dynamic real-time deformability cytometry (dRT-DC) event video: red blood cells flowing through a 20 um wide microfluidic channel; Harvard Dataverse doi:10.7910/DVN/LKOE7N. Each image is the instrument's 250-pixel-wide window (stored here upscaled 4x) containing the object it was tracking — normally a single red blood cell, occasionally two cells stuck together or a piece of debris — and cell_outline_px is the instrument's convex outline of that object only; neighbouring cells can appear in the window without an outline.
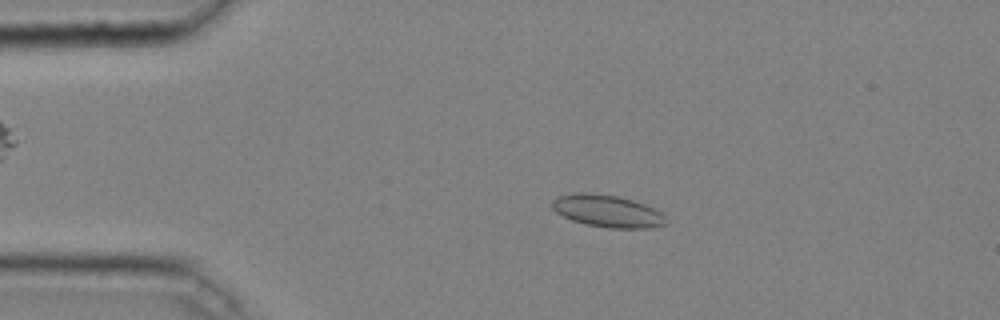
{"species": "common noctule bat (a hibernating species)", "species_latin": "Nyctalus noctula", "temperature_condition": "cold", "stored_images_in_passage": 29, "camera_frame_rate_fps": 3000, "um_per_image_px": 0.085, "animal": {"sex": "male", "body_mass_g": 20.4}, "frame": {"image": 1, "passage_image": 9, "time_ms": 2.667, "image_size_px": [1000, 320], "cell_outline_px": [[668, 224], [648, 228], [608, 228], [588, 224], [572, 220], [556, 212], [552, 208], [552, 200], [560, 196], [576, 192], [584, 192], [616, 196], [632, 200], [644, 204], [660, 212], [668, 220]], "centroid_in_image_um": [51.64, 17.95], "position_along_channel_um": 33.4, "area_um2": 21.15}}
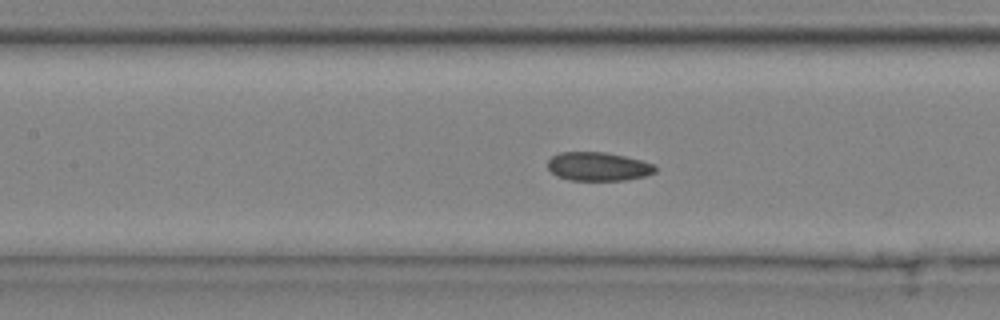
{"frame": {"image": 2, "passage_image": 21, "time_ms": 6.667, "image_size_px": [1000, 320], "cell_outline_px": [[656, 172], [644, 176], [624, 180], [568, 180], [556, 176], [548, 168], [548, 160], [552, 156], [560, 152], [604, 152], [624, 156], [640, 160], [652, 164], [656, 168]], "centroid_in_image_um": [50.81, 14.15], "position_along_channel_um": 156.6, "area_um2": 17.86}}
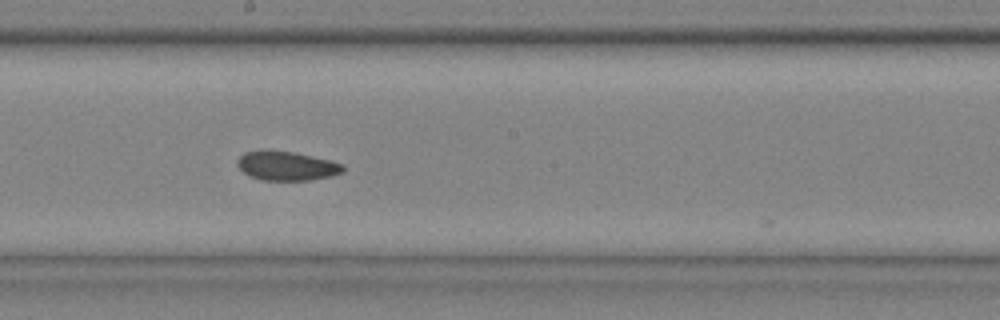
{"frame": {"image": 3, "passage_image": 26, "time_ms": 8.333, "image_size_px": [1000, 320], "cell_outline_px": [[344, 172], [332, 176], [308, 180], [264, 180], [252, 176], [244, 172], [236, 164], [236, 160], [244, 152], [260, 148], [268, 148], [296, 152], [344, 164]], "centroid_in_image_um": [24.33, 14.06], "position_along_channel_um": 223.9, "area_um2": 18.32}}